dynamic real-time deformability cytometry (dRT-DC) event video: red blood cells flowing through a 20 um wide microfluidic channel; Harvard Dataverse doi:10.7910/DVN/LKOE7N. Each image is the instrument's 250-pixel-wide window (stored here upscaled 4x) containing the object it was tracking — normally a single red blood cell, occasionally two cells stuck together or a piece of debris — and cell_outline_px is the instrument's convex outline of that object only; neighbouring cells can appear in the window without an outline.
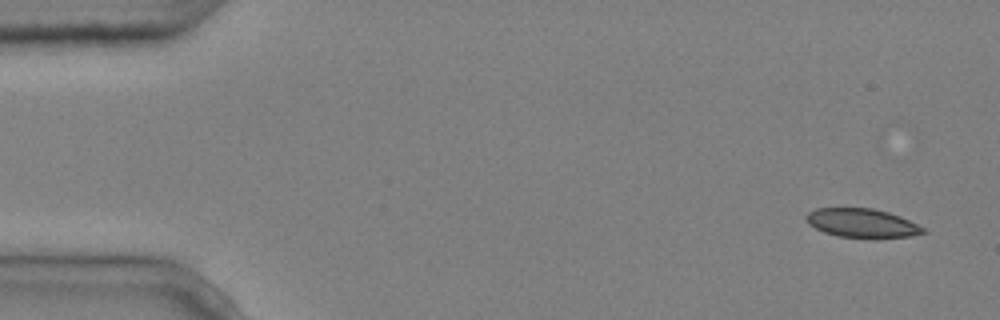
{"species": "common noctule bat (a hibernating species)", "species_latin": "Nyctalus noctula", "temperature_condition": "cold", "stored_images_in_passage": 5, "segment_of_instrument_passage": [2, 2], "camera_frame_rate_fps": 3000, "um_per_image_px": 0.085, "animal": {"sex": "male", "body_mass_g": 20.4}, "frame": {"image": 1, "passage_image": 5, "time_ms": 1.333, "image_size_px": [1000, 320], "cell_outline_px": [[928, 232], [912, 236], [840, 236], [824, 232], [808, 224], [804, 216], [808, 212], [816, 208], [872, 208], [888, 212], [900, 216], [924, 228]], "centroid_in_image_um": [73.23, 18.92], "position_along_channel_um": 11.8, "area_um2": 19.13}}